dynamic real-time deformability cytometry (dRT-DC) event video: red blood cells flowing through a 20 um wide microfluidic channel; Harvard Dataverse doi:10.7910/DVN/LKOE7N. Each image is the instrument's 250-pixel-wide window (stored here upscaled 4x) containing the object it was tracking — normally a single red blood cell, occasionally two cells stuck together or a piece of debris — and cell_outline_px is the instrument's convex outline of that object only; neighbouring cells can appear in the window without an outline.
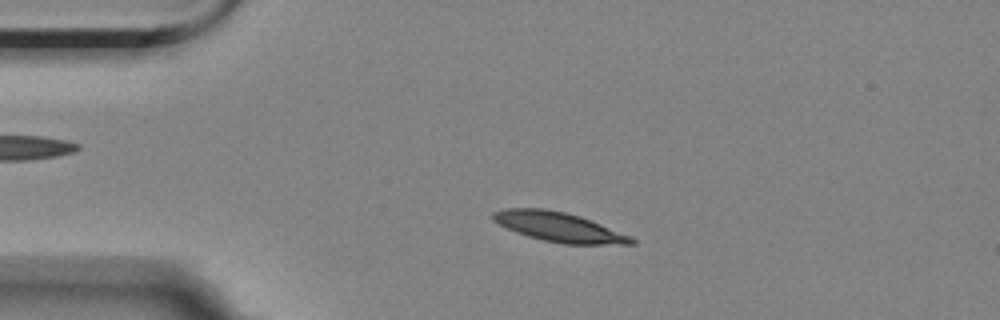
{"species": "Egyptian fruit bat (a non-hibernating species)", "species_latin": "Rousettus aegyptiacus", "temperature_condition": "room temperature", "stored_images_in_passage": 3, "camera_frame_rate_fps": 3000, "um_per_image_px": 0.085, "animal": {"sex": "female"}, "frame": {"image": 1, "passage_image": 2, "time_ms": 1.0, "image_size_px": [1000, 320], "cell_outline_px": [[636, 244], [564, 244], [544, 240], [528, 236], [516, 232], [492, 220], [492, 212], [504, 208], [544, 208], [564, 212], [580, 216], [632, 236], [636, 240]], "centroid_in_image_um": [47.52, 19.29], "position_along_channel_um": 37.5, "area_um2": 23.7}}